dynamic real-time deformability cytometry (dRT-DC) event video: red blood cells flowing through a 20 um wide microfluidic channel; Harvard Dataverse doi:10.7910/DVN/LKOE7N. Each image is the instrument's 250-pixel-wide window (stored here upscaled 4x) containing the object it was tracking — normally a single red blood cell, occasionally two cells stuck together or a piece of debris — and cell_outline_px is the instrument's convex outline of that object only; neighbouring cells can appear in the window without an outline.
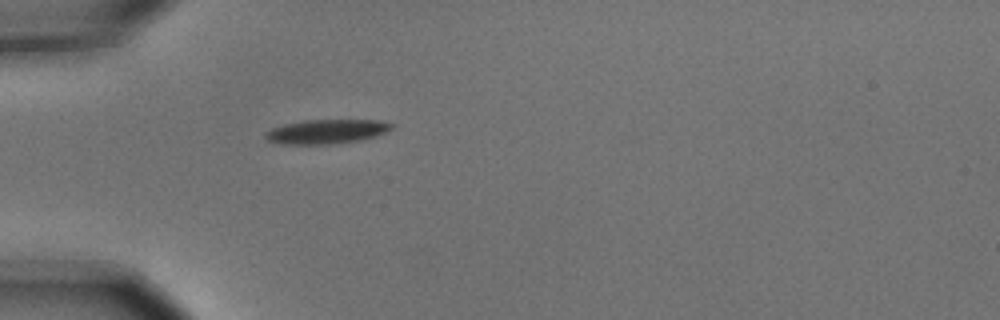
{"species": "common noctule bat (a hibernating species)", "species_latin": "Nyctalus noctula", "temperature_condition": "cold", "stored_images_in_passage": 1, "camera_frame_rate_fps": 3000, "um_per_image_px": 0.085, "animal": {"sex": "male", "body_mass_g": 15.6}, "frame": {"image": 1, "passage_image": 1, "time_ms": 0.0, "image_size_px": [1000, 320], "cell_outline_px": [[396, 124], [392, 128], [376, 136], [364, 140], [332, 144], [280, 144], [268, 140], [264, 136], [264, 132], [272, 128], [284, 124], [304, 120], [376, 120]], "centroid_in_image_um": [27.75, 11.18], "position_along_channel_um": 57.2, "area_um2": 17.98}}